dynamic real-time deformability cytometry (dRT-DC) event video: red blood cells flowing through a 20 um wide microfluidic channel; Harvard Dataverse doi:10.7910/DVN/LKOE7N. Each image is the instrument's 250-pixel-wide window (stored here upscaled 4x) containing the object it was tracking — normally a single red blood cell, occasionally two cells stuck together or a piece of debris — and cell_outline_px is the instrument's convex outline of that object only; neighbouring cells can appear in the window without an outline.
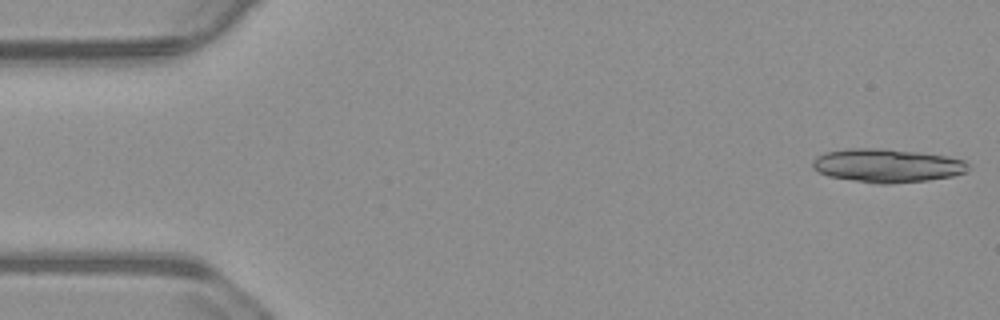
{"species": "common noctule bat (a hibernating species)", "species_latin": "Nyctalus noctula", "temperature_condition": "warm", "stored_images_in_passage": 17, "camera_frame_rate_fps": 3000, "um_per_image_px": 0.085, "animal": {"sex": "male", "body_mass_g": 23.1, "forearm_length_mm": 52.7}, "frame": {"image": 1, "passage_image": 1, "time_ms": 0.0, "image_size_px": [1000, 320], "cell_outline_px": [[968, 172], [952, 176], [928, 180], [888, 184], [880, 184], [852, 180], [828, 176], [812, 168], [812, 160], [816, 156], [824, 152], [848, 148], [884, 148], [948, 156], [964, 160], [968, 164]], "centroid_in_image_um": [75.39, 14.06], "position_along_channel_um": 9.6, "area_um2": 30.58}}